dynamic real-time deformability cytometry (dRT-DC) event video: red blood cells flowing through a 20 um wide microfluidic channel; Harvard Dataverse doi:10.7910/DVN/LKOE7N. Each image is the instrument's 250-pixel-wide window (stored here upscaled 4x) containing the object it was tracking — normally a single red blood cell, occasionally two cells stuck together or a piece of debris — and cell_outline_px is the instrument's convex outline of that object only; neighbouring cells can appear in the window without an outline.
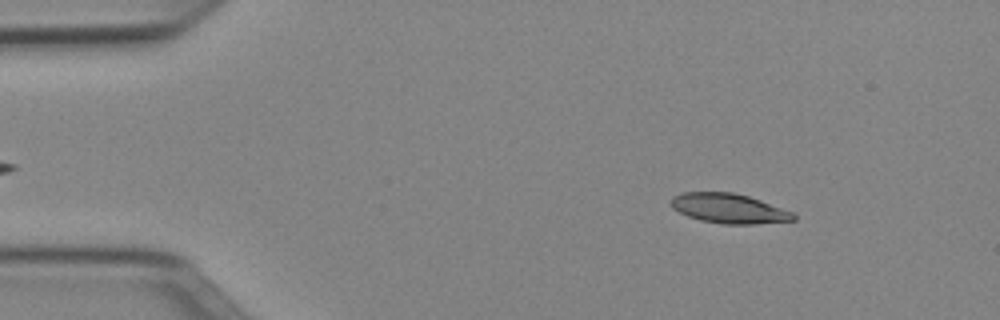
{"species": "Egyptian fruit bat (a non-hibernating species)", "species_latin": "Rousettus aegyptiacus", "temperature_condition": "cold", "stored_images_in_passage": 50, "camera_frame_rate_fps": 3000, "um_per_image_px": 0.085, "animal": {"sex": "female"}, "frame": {"image": 1, "passage_image": 6, "time_ms": 1.667, "image_size_px": [1000, 320], "cell_outline_px": [[796, 220], [756, 224], [724, 224], [700, 220], [688, 216], [672, 208], [672, 196], [684, 192], [732, 192], [748, 196], [760, 200], [792, 212], [796, 216]], "centroid_in_image_um": [61.96, 17.72], "position_along_channel_um": 23.0, "area_um2": 21.04}}
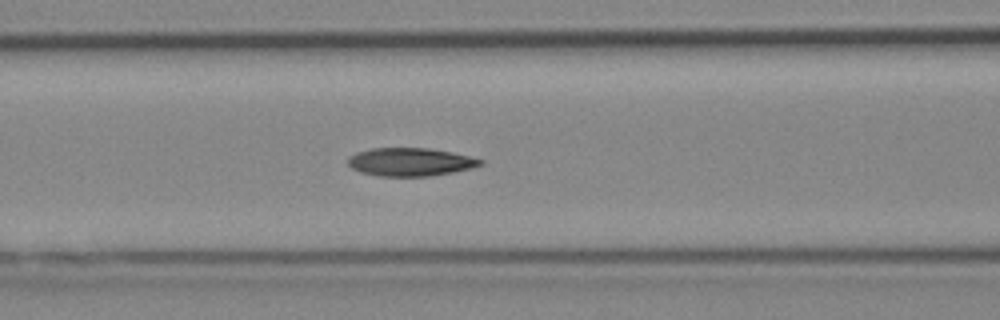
{"frame": {"image": 2, "passage_image": 20, "time_ms": 6.333, "image_size_px": [1000, 320], "cell_outline_px": [[484, 164], [472, 168], [452, 172], [428, 176], [380, 176], [360, 172], [352, 168], [348, 164], [348, 156], [356, 152], [372, 148], [428, 148], [452, 152], [484, 160]], "centroid_in_image_um": [34.87, 13.76], "position_along_channel_um": 131.7, "area_um2": 21.73}}
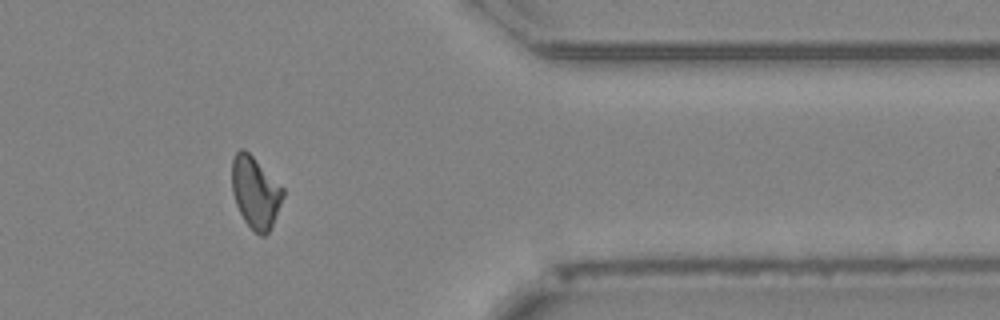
{"frame": {"image": 3, "passage_image": 41, "time_ms": 13.333, "image_size_px": [1000, 320], "cell_outline_px": [[284, 196], [272, 224], [268, 232], [264, 236], [260, 236], [244, 220], [236, 204], [232, 192], [232, 160], [236, 152], [240, 148], [244, 148], [284, 188]], "centroid_in_image_um": [21.7, 16.33], "position_along_channel_um": 389.7, "area_um2": 21.04}, "authors_computed_cell_mechanics": {"area_um2": 21.5305, "velocity_mm_per_s": 3.9666, "shape_relaxation_time_tau1_ms": 5.958, "shape_relaxation_time_tau2_ms": 3.1636, "deformation_change_tau1": 0.1629, "deformation_change_tau2": 0.0853}}